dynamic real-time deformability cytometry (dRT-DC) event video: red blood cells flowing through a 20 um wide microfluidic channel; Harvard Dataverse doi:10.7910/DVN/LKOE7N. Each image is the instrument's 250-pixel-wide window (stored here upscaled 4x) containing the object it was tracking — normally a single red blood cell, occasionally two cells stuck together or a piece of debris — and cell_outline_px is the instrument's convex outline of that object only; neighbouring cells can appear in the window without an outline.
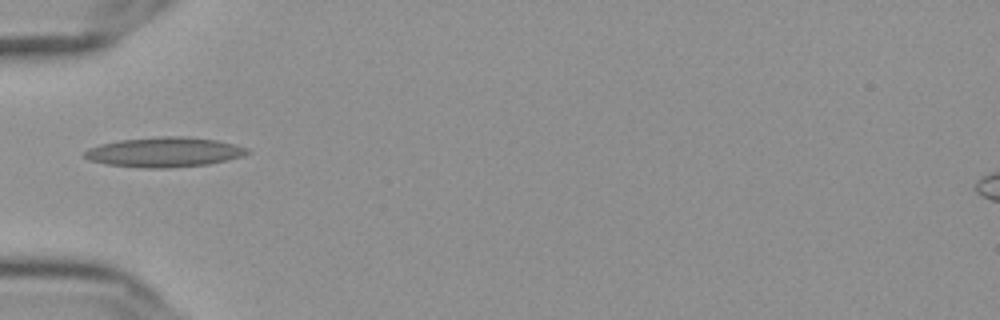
{"species": "Egyptian fruit bat (a non-hibernating species)", "species_latin": "Rousettus aegyptiacus", "temperature_condition": "cold", "stored_images_in_passage": 14, "camera_frame_rate_fps": 3000, "um_per_image_px": 0.085, "frame": {"image": 1, "passage_image": 1, "time_ms": 0.0, "image_size_px": [1000, 320], "cell_outline_px": [[252, 152], [240, 156], [208, 164], [168, 168], [148, 168], [108, 164], [92, 160], [84, 156], [84, 152], [88, 148], [100, 144], [120, 140], [164, 136], [180, 136], [216, 140], [236, 144], [248, 148]], "centroid_in_image_um": [13.99, 12.92], "position_along_channel_um": 71.0, "area_um2": 27.92}}